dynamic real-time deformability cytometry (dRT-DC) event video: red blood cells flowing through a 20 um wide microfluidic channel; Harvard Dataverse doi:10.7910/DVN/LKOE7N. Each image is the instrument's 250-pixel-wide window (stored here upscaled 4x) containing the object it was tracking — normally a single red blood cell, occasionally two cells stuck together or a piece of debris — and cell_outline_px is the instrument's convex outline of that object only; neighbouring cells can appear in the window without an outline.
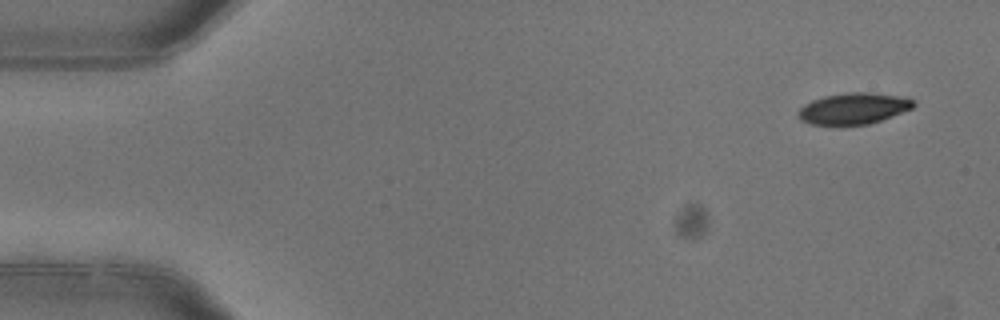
{"species": "common noctule bat (a hibernating species)", "species_latin": "Nyctalus noctula", "temperature_condition": "warm", "stored_images_in_passage": 5, "camera_frame_rate_fps": 3000, "um_per_image_px": 0.085, "animal": {"sex": "female"}, "frame": {"image": 1, "passage_image": 1, "time_ms": 0.0, "image_size_px": [1000, 320], "cell_outline_px": [[916, 104], [912, 108], [892, 116], [868, 124], [836, 128], [812, 124], [800, 120], [796, 116], [796, 112], [804, 104], [812, 100], [824, 96], [848, 92], [868, 92], [900, 96], [912, 100]], "centroid_in_image_um": [72.46, 9.26], "position_along_channel_um": 12.5, "area_um2": 21.62}}
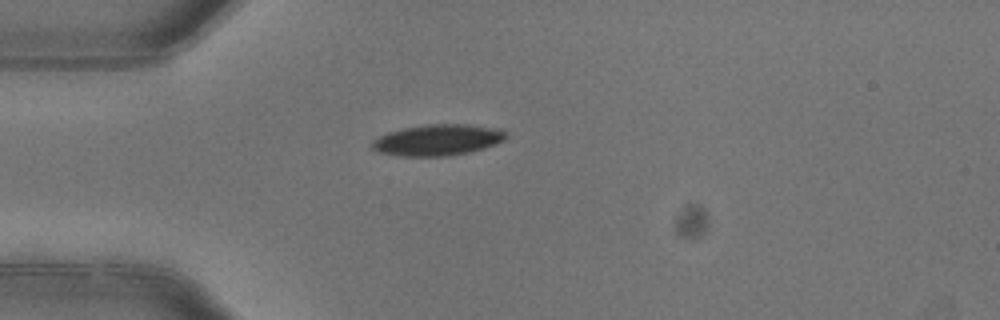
{"frame": {"image": 2, "passage_image": 4, "time_ms": 1.0, "image_size_px": [1000, 320], "cell_outline_px": [[508, 136], [504, 140], [484, 148], [468, 152], [448, 156], [396, 156], [376, 152], [372, 148], [372, 140], [388, 132], [404, 128], [428, 124], [464, 124], [496, 128], [508, 132]], "centroid_in_image_um": [37.18, 11.9], "position_along_channel_um": 47.8, "area_um2": 24.33}}